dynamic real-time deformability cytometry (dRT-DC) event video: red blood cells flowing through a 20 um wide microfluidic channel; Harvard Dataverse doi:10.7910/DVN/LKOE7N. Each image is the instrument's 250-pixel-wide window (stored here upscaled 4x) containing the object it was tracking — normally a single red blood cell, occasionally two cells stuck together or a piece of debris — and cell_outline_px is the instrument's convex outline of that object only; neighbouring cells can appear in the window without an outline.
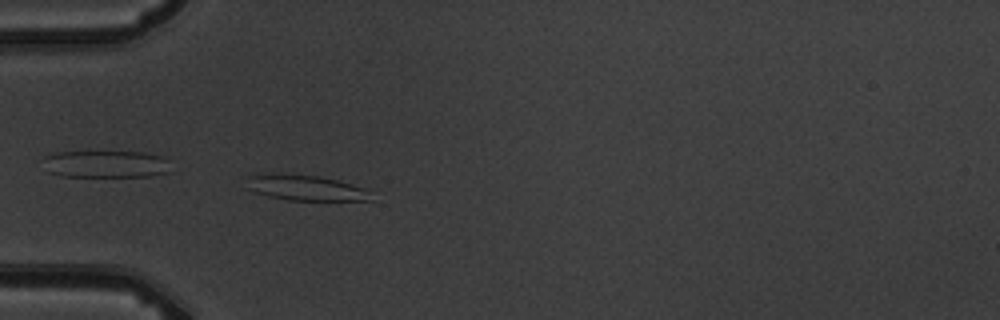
{"species": "common noctule bat (a hibernating species)", "species_latin": "Nyctalus noctula", "temperature_condition": "warm", "stored_images_in_passage": 5, "camera_frame_rate_fps": 3000, "um_per_image_px": 0.085, "animal": {"sex": "male", "body_mass_g": 19.5, "forearm_length_mm": 54.6}, "frame": {"image": 1, "passage_image": 5, "time_ms": 5.333, "image_size_px": [1000, 320], "cell_outline_px": [[376, 200], [288, 200], [268, 196], [244, 188], [248, 176], [320, 176], [336, 180], [360, 188], [368, 192]], "centroid_in_image_um": [25.98, 16.01], "position_along_channel_um": 59.0, "area_um2": 17.46}}